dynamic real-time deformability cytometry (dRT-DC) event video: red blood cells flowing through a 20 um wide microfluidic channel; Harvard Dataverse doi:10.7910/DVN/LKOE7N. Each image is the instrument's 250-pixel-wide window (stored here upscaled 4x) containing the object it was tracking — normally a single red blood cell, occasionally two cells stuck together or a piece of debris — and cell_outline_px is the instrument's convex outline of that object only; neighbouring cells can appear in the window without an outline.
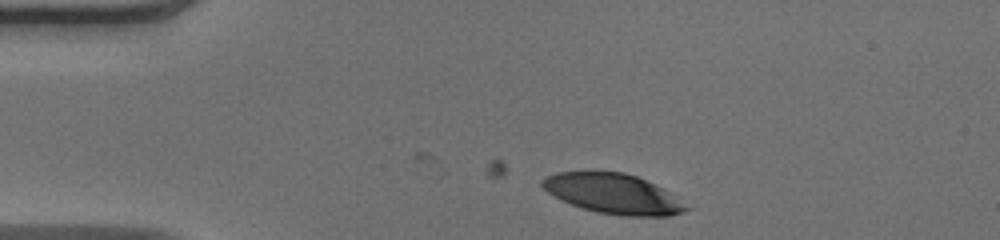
{"species": "human", "species_latin": "Homo sapiens", "temperature_condition": "warm", "stored_images_in_passage": 10, "camera_frame_rate_fps": 3000, "um_per_image_px": 0.085, "donor": {"sex": "male"}, "frame": {"image": 1, "passage_image": 1, "time_ms": 0.0, "image_size_px": [1000, 240], "cell_outline_px": [[692, 208], [668, 216], [624, 216], [596, 212], [560, 200], [548, 192], [540, 184], [540, 180], [556, 172], [592, 168], [624, 172], [636, 176], [660, 188]], "centroid_in_image_um": [52.02, 16.42], "position_along_channel_um": 33.0, "area_um2": 33.87}}
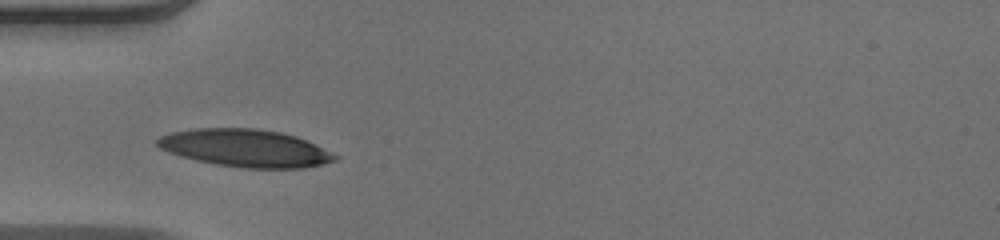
{"frame": {"image": 2, "passage_image": 7, "time_ms": 2.0, "image_size_px": [1000, 240], "cell_outline_px": [[340, 156], [336, 160], [304, 168], [240, 168], [216, 164], [196, 160], [180, 156], [168, 152], [160, 148], [156, 144], [156, 140], [160, 136], [172, 132], [196, 128], [256, 128], [280, 132], [296, 136]], "centroid_in_image_um": [20.83, 12.59], "position_along_channel_um": 64.2, "area_um2": 38.78}}
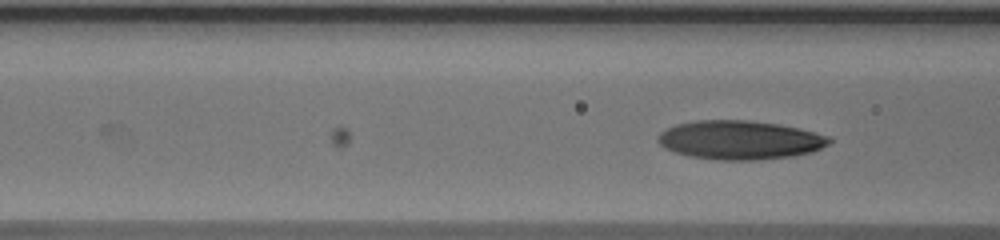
{"frame": {"image": 3, "passage_image": 10, "time_ms": 3.0, "image_size_px": [1000, 240], "cell_outline_px": [[832, 140], [828, 144], [812, 152], [792, 156], [756, 160], [716, 160], [692, 156], [676, 152], [664, 148], [656, 140], [656, 136], [660, 132], [676, 124], [696, 120], [748, 120], [776, 124], [800, 128], [828, 136]], "centroid_in_image_um": [62.86, 11.9], "position_along_channel_um": 103.7, "area_um2": 38.73}}